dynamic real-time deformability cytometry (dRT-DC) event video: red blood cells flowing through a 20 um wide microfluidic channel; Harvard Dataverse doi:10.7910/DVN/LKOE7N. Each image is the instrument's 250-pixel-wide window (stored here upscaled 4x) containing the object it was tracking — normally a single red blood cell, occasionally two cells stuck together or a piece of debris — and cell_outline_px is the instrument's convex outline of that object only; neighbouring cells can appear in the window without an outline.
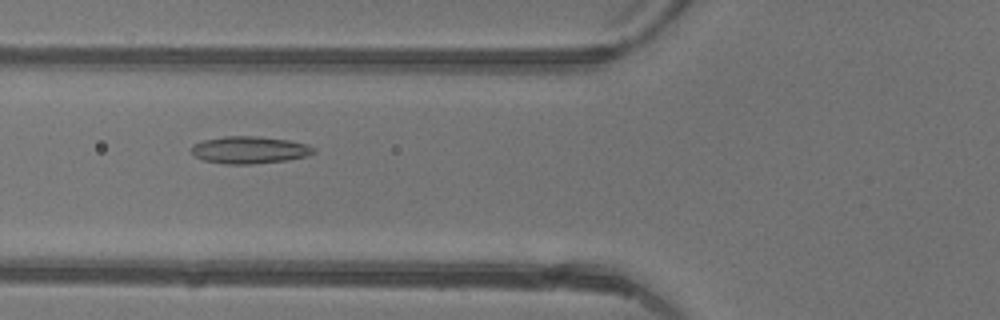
{"species": "common noctule bat (a hibernating species)", "species_latin": "Nyctalus noctula", "temperature_condition": "warm", "stored_images_in_passage": 48, "camera_frame_rate_fps": 3000, "um_per_image_px": 0.085, "animal": {"sex": "female"}, "frame": {"image": 1, "passage_image": 19, "time_ms": 6.0, "image_size_px": [1000, 320], "cell_outline_px": [[316, 152], [304, 156], [288, 160], [252, 164], [224, 164], [204, 160], [196, 156], [192, 152], [192, 144], [204, 140], [224, 136], [256, 136], [288, 140], [308, 144], [316, 148]], "centroid_in_image_um": [21.23, 12.74], "position_along_channel_um": 104.6, "area_um2": 19.36}}
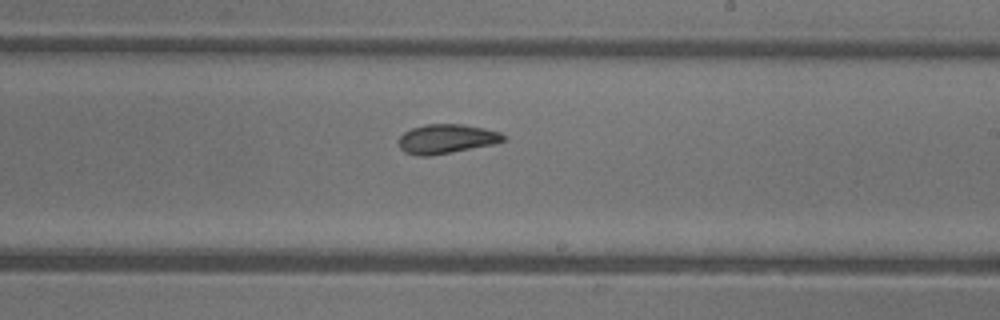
{"frame": {"image": 2, "passage_image": 29, "time_ms": 9.333, "image_size_px": [1000, 320], "cell_outline_px": [[504, 140], [492, 144], [428, 156], [416, 156], [404, 152], [400, 148], [400, 136], [404, 132], [412, 128], [424, 124], [464, 124], [484, 128], [500, 132], [504, 136]], "centroid_in_image_um": [37.91, 11.79], "position_along_channel_um": 251.1, "area_um2": 17.63}}
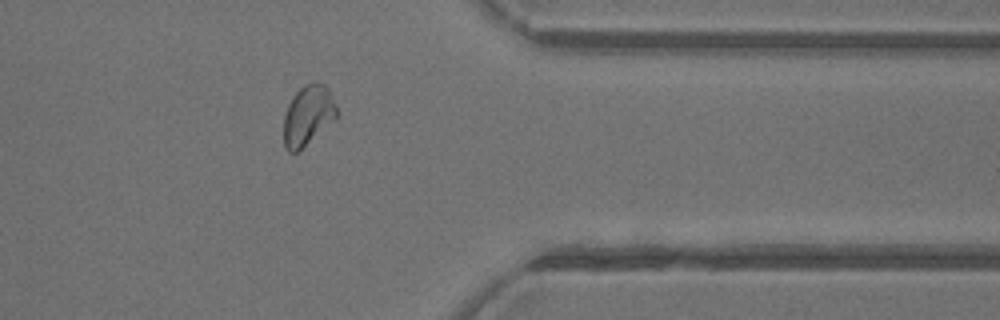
{"frame": {"image": 3, "passage_image": 39, "time_ms": 12.667, "image_size_px": [1000, 320], "cell_outline_px": [[340, 116], [296, 152], [288, 152], [284, 148], [284, 116], [288, 104], [292, 96], [304, 84], [312, 80], [316, 80], [324, 84], [328, 88], [336, 104]], "centroid_in_image_um": [26.2, 9.76], "position_along_channel_um": 385.2, "area_um2": 18.84}, "authors_computed_cell_mechanics": {"area_um2": 19.2763, "velocity_mm_per_s": 4.3899, "shape_relaxation_time_tau1_ms": 7.5877, "shape_relaxation_time_tau2_ms": 2.4031, "deformation_change_tau1": 0.1887, "deformation_change_tau2": 0.088}}